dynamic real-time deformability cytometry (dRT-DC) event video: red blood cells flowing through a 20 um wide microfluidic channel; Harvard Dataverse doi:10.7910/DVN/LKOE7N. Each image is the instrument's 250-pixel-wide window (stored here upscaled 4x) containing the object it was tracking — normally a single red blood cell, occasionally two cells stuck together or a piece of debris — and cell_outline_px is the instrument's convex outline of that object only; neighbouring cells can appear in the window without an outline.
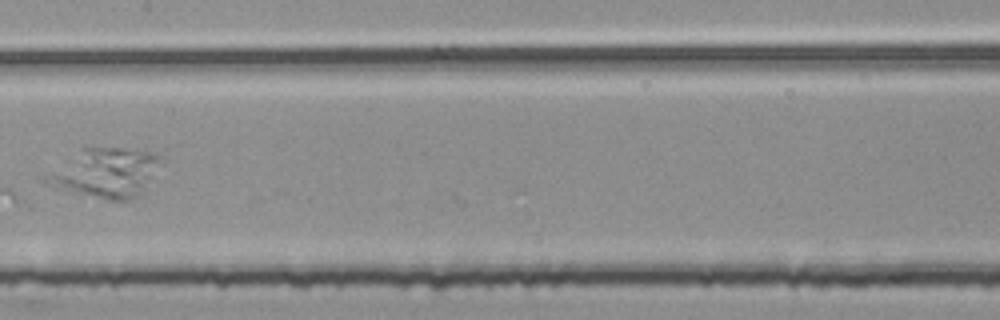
{"species": "common noctule bat (a hibernating species)", "species_latin": "Nyctalus noctula", "temperature_condition": "room temperature", "stored_images_in_passage": 7, "segment_of_instrument_passage": [2, 2], "camera_frame_rate_fps": 3000, "um_per_image_px": 0.085, "animal": {"sex": "female", "body_mass_g": 25.1}, "frame": {"image": 1, "passage_image": 7, "time_ms": 2.0, "image_size_px": [1000, 320], "cell_outline_px": [[160, 156], [140, 196], [128, 200], [104, 200], [52, 188], [40, 180], [36, 176], [84, 144], [124, 148], [160, 152]], "centroid_in_image_um": [8.71, 14.64], "position_along_channel_um": 198.7, "area_um2": 34.56}}